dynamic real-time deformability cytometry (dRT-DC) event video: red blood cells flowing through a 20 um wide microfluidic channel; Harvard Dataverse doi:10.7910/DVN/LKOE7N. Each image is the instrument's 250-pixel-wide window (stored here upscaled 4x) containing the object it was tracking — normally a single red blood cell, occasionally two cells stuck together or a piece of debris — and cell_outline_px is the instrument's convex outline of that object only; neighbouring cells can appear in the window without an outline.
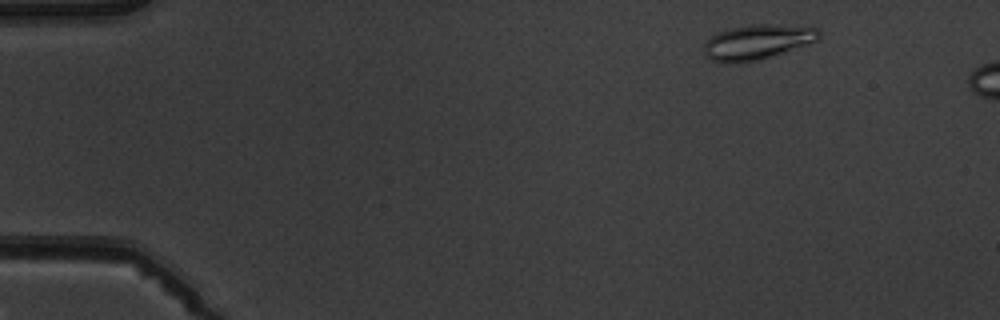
{"species": "common noctule bat (a hibernating species)", "species_latin": "Nyctalus noctula", "temperature_condition": "warm", "stored_images_in_passage": 3, "camera_frame_rate_fps": 3000, "um_per_image_px": 0.085, "animal": {"sex": "male", "body_mass_g": 19.5, "forearm_length_mm": 54.6}, "frame": {"image": 1, "passage_image": 1, "time_ms": 0.0, "image_size_px": [1000, 320], "cell_outline_px": [[820, 36], [816, 40], [760, 60], [736, 64], [724, 64], [712, 60], [704, 52], [704, 44], [712, 36], [720, 32], [732, 28], [752, 24], [812, 24], [820, 32]], "centroid_in_image_um": [64.41, 3.56], "position_along_channel_um": 20.6, "area_um2": 23.58}}